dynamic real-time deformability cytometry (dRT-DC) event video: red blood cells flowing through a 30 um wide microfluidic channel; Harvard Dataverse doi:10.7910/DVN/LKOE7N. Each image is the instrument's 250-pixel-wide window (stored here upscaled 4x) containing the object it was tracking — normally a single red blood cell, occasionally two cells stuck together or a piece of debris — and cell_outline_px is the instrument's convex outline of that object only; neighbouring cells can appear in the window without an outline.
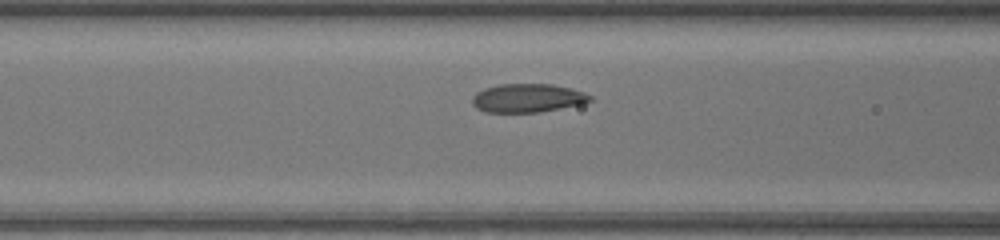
{"species": "common noctule bat (a hibernating species)", "species_latin": "Nyctalus noctula", "temperature_condition": "warm", "stored_images_in_passage": 22, "camera_frame_rate_fps": 3000, "um_per_image_px": 0.085, "animal": {"sex": "female", "body_mass_g": 17.0, "forearm_length_mm": 48.0}, "frame": {"image": 1, "passage_image": 4, "time_ms": 1.0, "image_size_px": [1000, 240], "cell_outline_px": [[592, 100], [580, 104], [540, 112], [484, 112], [476, 108], [472, 104], [472, 96], [476, 92], [484, 88], [500, 84], [552, 84], [572, 88], [584, 92], [592, 96]], "centroid_in_image_um": [44.82, 8.33], "position_along_channel_um": 121.8, "area_um2": 19.71}}
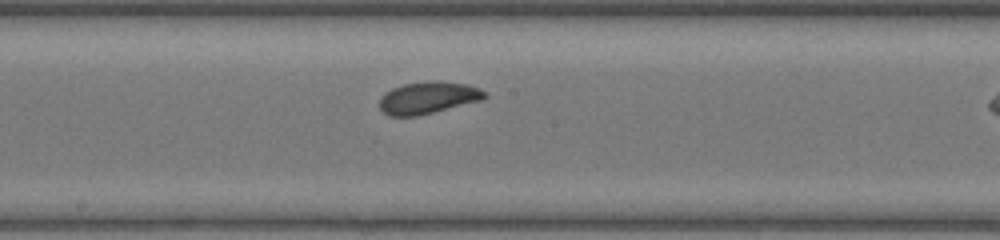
{"frame": {"image": 2, "passage_image": 10, "time_ms": 3.0, "image_size_px": [1000, 240], "cell_outline_px": [[488, 96], [484, 100], [416, 116], [388, 116], [380, 112], [380, 96], [384, 92], [392, 88], [404, 84], [428, 80], [436, 80], [468, 84], [480, 88], [488, 92]], "centroid_in_image_um": [36.4, 8.3], "position_along_channel_um": 211.8, "area_um2": 20.11}}
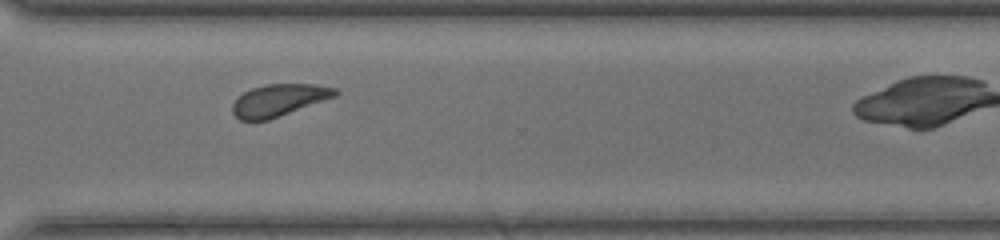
{"frame": {"image": 3, "passage_image": 19, "time_ms": 6.0, "image_size_px": [1000, 240], "cell_outline_px": [[340, 92], [336, 96], [268, 120], [240, 120], [232, 112], [232, 104], [244, 92], [252, 88], [264, 84], [316, 84], [336, 88]], "centroid_in_image_um": [23.72, 8.5], "position_along_channel_um": 346.9, "area_um2": 19.02}}